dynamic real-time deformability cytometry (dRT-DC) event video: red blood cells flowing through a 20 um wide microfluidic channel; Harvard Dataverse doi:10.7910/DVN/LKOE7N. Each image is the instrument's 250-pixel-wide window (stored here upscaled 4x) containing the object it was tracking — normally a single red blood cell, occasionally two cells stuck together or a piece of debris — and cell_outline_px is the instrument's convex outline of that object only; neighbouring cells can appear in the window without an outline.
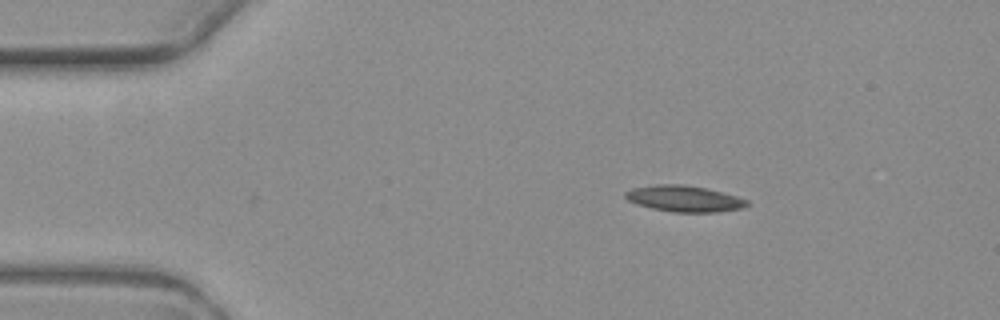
{"species": "common noctule bat (a hibernating species)", "species_latin": "Nyctalus noctula", "temperature_condition": "warm", "stored_images_in_passage": 4, "camera_frame_rate_fps": 3000, "um_per_image_px": 0.085, "animal": {"sex": "female", "body_mass_g": 19.3, "forearm_length_mm": 54.1}, "frame": {"image": 1, "passage_image": 1, "time_ms": 0.0, "image_size_px": [1000, 320], "cell_outline_px": [[748, 204], [740, 208], [716, 212], [672, 212], [652, 208], [636, 204], [628, 200], [624, 196], [624, 192], [632, 188], [656, 184], [684, 184], [704, 188], [736, 196], [748, 200]], "centroid_in_image_um": [58.1, 16.88], "position_along_channel_um": 26.9, "area_um2": 18.38}}
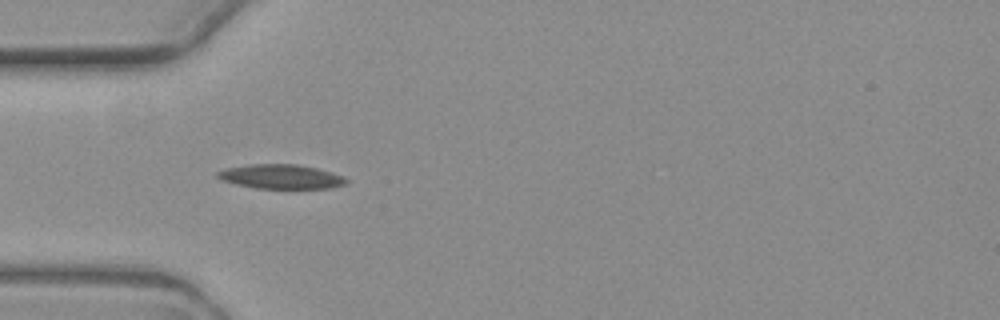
{"frame": {"image": 2, "passage_image": 3, "time_ms": 2.667, "image_size_px": [1000, 320], "cell_outline_px": [[348, 184], [332, 188], [256, 188], [236, 184], [220, 180], [216, 176], [216, 172], [228, 168], [252, 164], [296, 164], [316, 168], [344, 176], [348, 180]], "centroid_in_image_um": [23.91, 15.02], "position_along_channel_um": 61.1, "area_um2": 18.21}}
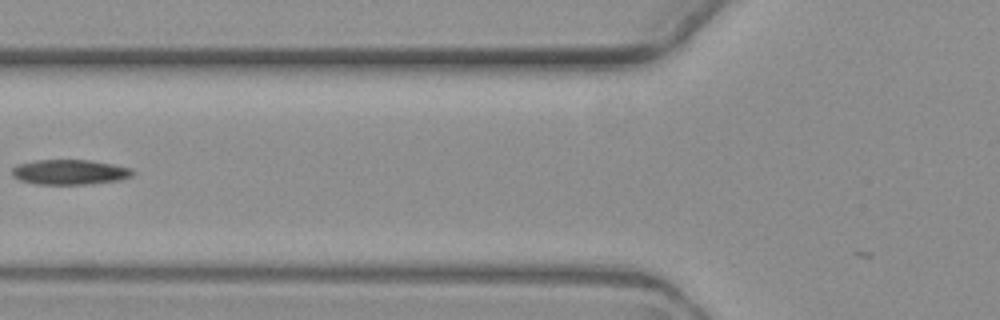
{"frame": {"image": 3, "passage_image": 4, "time_ms": 4.333, "image_size_px": [1000, 320], "cell_outline_px": [[136, 172], [132, 176], [120, 180], [88, 184], [36, 184], [20, 180], [12, 176], [12, 168], [16, 164], [36, 160], [92, 160], [132, 168]], "centroid_in_image_um": [5.94, 14.62], "position_along_channel_um": 119.9, "area_um2": 17.74}}